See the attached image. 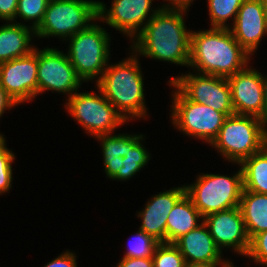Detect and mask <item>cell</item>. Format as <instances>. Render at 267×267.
I'll use <instances>...</instances> for the list:
<instances>
[{
	"mask_svg": "<svg viewBox=\"0 0 267 267\" xmlns=\"http://www.w3.org/2000/svg\"><path fill=\"white\" fill-rule=\"evenodd\" d=\"M186 12L181 8H159L134 37L133 53L188 67L192 31L185 27L182 13Z\"/></svg>",
	"mask_w": 267,
	"mask_h": 267,
	"instance_id": "6da1fadb",
	"label": "cell"
},
{
	"mask_svg": "<svg viewBox=\"0 0 267 267\" xmlns=\"http://www.w3.org/2000/svg\"><path fill=\"white\" fill-rule=\"evenodd\" d=\"M249 59L230 28L191 32L188 66L198 73L228 78L248 66Z\"/></svg>",
	"mask_w": 267,
	"mask_h": 267,
	"instance_id": "7a4b0ae2",
	"label": "cell"
},
{
	"mask_svg": "<svg viewBox=\"0 0 267 267\" xmlns=\"http://www.w3.org/2000/svg\"><path fill=\"white\" fill-rule=\"evenodd\" d=\"M133 54L115 65L109 64L96 80L97 88L126 121L147 116L142 70L138 54Z\"/></svg>",
	"mask_w": 267,
	"mask_h": 267,
	"instance_id": "3957f363",
	"label": "cell"
},
{
	"mask_svg": "<svg viewBox=\"0 0 267 267\" xmlns=\"http://www.w3.org/2000/svg\"><path fill=\"white\" fill-rule=\"evenodd\" d=\"M267 122L253 115L226 118L217 137L210 144L228 161L240 164L265 147Z\"/></svg>",
	"mask_w": 267,
	"mask_h": 267,
	"instance_id": "277c9868",
	"label": "cell"
},
{
	"mask_svg": "<svg viewBox=\"0 0 267 267\" xmlns=\"http://www.w3.org/2000/svg\"><path fill=\"white\" fill-rule=\"evenodd\" d=\"M98 2L92 0H50L35 36L66 38L88 28L98 20ZM93 21V22H92ZM92 22V23H91Z\"/></svg>",
	"mask_w": 267,
	"mask_h": 267,
	"instance_id": "5b68a950",
	"label": "cell"
},
{
	"mask_svg": "<svg viewBox=\"0 0 267 267\" xmlns=\"http://www.w3.org/2000/svg\"><path fill=\"white\" fill-rule=\"evenodd\" d=\"M186 194L191 198L201 216L228 210L240 205L243 191L241 168L235 175L201 174L195 183L185 185Z\"/></svg>",
	"mask_w": 267,
	"mask_h": 267,
	"instance_id": "8992f818",
	"label": "cell"
},
{
	"mask_svg": "<svg viewBox=\"0 0 267 267\" xmlns=\"http://www.w3.org/2000/svg\"><path fill=\"white\" fill-rule=\"evenodd\" d=\"M67 56L77 75L84 81L98 80L110 59V37L105 29L96 24L81 30L69 38Z\"/></svg>",
	"mask_w": 267,
	"mask_h": 267,
	"instance_id": "52a82bcc",
	"label": "cell"
},
{
	"mask_svg": "<svg viewBox=\"0 0 267 267\" xmlns=\"http://www.w3.org/2000/svg\"><path fill=\"white\" fill-rule=\"evenodd\" d=\"M105 134L98 138L102 143L105 174L114 180H128L147 165L150 154L141 144L143 135Z\"/></svg>",
	"mask_w": 267,
	"mask_h": 267,
	"instance_id": "ba28073f",
	"label": "cell"
},
{
	"mask_svg": "<svg viewBox=\"0 0 267 267\" xmlns=\"http://www.w3.org/2000/svg\"><path fill=\"white\" fill-rule=\"evenodd\" d=\"M169 85L175 88L171 102L174 126L187 136H194L211 144L228 116L208 105L189 100L172 82Z\"/></svg>",
	"mask_w": 267,
	"mask_h": 267,
	"instance_id": "9c48e42d",
	"label": "cell"
},
{
	"mask_svg": "<svg viewBox=\"0 0 267 267\" xmlns=\"http://www.w3.org/2000/svg\"><path fill=\"white\" fill-rule=\"evenodd\" d=\"M99 95L94 92H76L68 98L66 109L70 116L90 135L111 134L115 128L123 125L126 120L116 108L104 97L98 88Z\"/></svg>",
	"mask_w": 267,
	"mask_h": 267,
	"instance_id": "30bf717a",
	"label": "cell"
},
{
	"mask_svg": "<svg viewBox=\"0 0 267 267\" xmlns=\"http://www.w3.org/2000/svg\"><path fill=\"white\" fill-rule=\"evenodd\" d=\"M189 100L208 105L227 116L234 115L231 87L225 77L188 73L170 79Z\"/></svg>",
	"mask_w": 267,
	"mask_h": 267,
	"instance_id": "8fae6325",
	"label": "cell"
},
{
	"mask_svg": "<svg viewBox=\"0 0 267 267\" xmlns=\"http://www.w3.org/2000/svg\"><path fill=\"white\" fill-rule=\"evenodd\" d=\"M37 95L45 90L74 95L83 80L77 75L67 54L56 48H37Z\"/></svg>",
	"mask_w": 267,
	"mask_h": 267,
	"instance_id": "7c38bea8",
	"label": "cell"
},
{
	"mask_svg": "<svg viewBox=\"0 0 267 267\" xmlns=\"http://www.w3.org/2000/svg\"><path fill=\"white\" fill-rule=\"evenodd\" d=\"M37 49L29 55L0 64V83L19 105L37 96Z\"/></svg>",
	"mask_w": 267,
	"mask_h": 267,
	"instance_id": "4fadbf2b",
	"label": "cell"
},
{
	"mask_svg": "<svg viewBox=\"0 0 267 267\" xmlns=\"http://www.w3.org/2000/svg\"><path fill=\"white\" fill-rule=\"evenodd\" d=\"M152 1L113 0L110 9H106V5L100 1L98 2V20L104 21L110 27L134 39L160 8L159 6L156 10H150Z\"/></svg>",
	"mask_w": 267,
	"mask_h": 267,
	"instance_id": "5bb4252c",
	"label": "cell"
},
{
	"mask_svg": "<svg viewBox=\"0 0 267 267\" xmlns=\"http://www.w3.org/2000/svg\"><path fill=\"white\" fill-rule=\"evenodd\" d=\"M203 222L221 251L232 247L239 255H247L250 238L239 206L209 214Z\"/></svg>",
	"mask_w": 267,
	"mask_h": 267,
	"instance_id": "9a60e30c",
	"label": "cell"
},
{
	"mask_svg": "<svg viewBox=\"0 0 267 267\" xmlns=\"http://www.w3.org/2000/svg\"><path fill=\"white\" fill-rule=\"evenodd\" d=\"M227 79L231 87L234 113L253 115L265 121L262 74L246 66Z\"/></svg>",
	"mask_w": 267,
	"mask_h": 267,
	"instance_id": "2e32d148",
	"label": "cell"
},
{
	"mask_svg": "<svg viewBox=\"0 0 267 267\" xmlns=\"http://www.w3.org/2000/svg\"><path fill=\"white\" fill-rule=\"evenodd\" d=\"M230 30L235 40L251 55L267 35V23L262 0H244ZM232 28V29H231Z\"/></svg>",
	"mask_w": 267,
	"mask_h": 267,
	"instance_id": "e0dca14e",
	"label": "cell"
},
{
	"mask_svg": "<svg viewBox=\"0 0 267 267\" xmlns=\"http://www.w3.org/2000/svg\"><path fill=\"white\" fill-rule=\"evenodd\" d=\"M184 256L186 263H205L209 265H233L222 260L223 253L213 240L206 224L201 222L193 230L182 235L173 243Z\"/></svg>",
	"mask_w": 267,
	"mask_h": 267,
	"instance_id": "ac0fdd59",
	"label": "cell"
},
{
	"mask_svg": "<svg viewBox=\"0 0 267 267\" xmlns=\"http://www.w3.org/2000/svg\"><path fill=\"white\" fill-rule=\"evenodd\" d=\"M186 193L185 186L160 192L149 200L138 213L142 223L139 227L160 243H166L167 217L176 202Z\"/></svg>",
	"mask_w": 267,
	"mask_h": 267,
	"instance_id": "d6986e66",
	"label": "cell"
},
{
	"mask_svg": "<svg viewBox=\"0 0 267 267\" xmlns=\"http://www.w3.org/2000/svg\"><path fill=\"white\" fill-rule=\"evenodd\" d=\"M10 23L0 27V64L27 56L35 49V46L30 44L35 30L17 21Z\"/></svg>",
	"mask_w": 267,
	"mask_h": 267,
	"instance_id": "ffe728a7",
	"label": "cell"
},
{
	"mask_svg": "<svg viewBox=\"0 0 267 267\" xmlns=\"http://www.w3.org/2000/svg\"><path fill=\"white\" fill-rule=\"evenodd\" d=\"M203 220L191 198L185 193L171 209L166 223V243H174L182 235L196 228ZM198 221V222H197Z\"/></svg>",
	"mask_w": 267,
	"mask_h": 267,
	"instance_id": "44dd1931",
	"label": "cell"
},
{
	"mask_svg": "<svg viewBox=\"0 0 267 267\" xmlns=\"http://www.w3.org/2000/svg\"><path fill=\"white\" fill-rule=\"evenodd\" d=\"M239 207L250 240L267 231V194L243 190Z\"/></svg>",
	"mask_w": 267,
	"mask_h": 267,
	"instance_id": "7402d4cb",
	"label": "cell"
},
{
	"mask_svg": "<svg viewBox=\"0 0 267 267\" xmlns=\"http://www.w3.org/2000/svg\"><path fill=\"white\" fill-rule=\"evenodd\" d=\"M243 190L267 194V148L254 153L240 164Z\"/></svg>",
	"mask_w": 267,
	"mask_h": 267,
	"instance_id": "603a6c76",
	"label": "cell"
},
{
	"mask_svg": "<svg viewBox=\"0 0 267 267\" xmlns=\"http://www.w3.org/2000/svg\"><path fill=\"white\" fill-rule=\"evenodd\" d=\"M244 0H208L209 18L212 28H229L226 21L231 17L235 22Z\"/></svg>",
	"mask_w": 267,
	"mask_h": 267,
	"instance_id": "cb8c5ba5",
	"label": "cell"
},
{
	"mask_svg": "<svg viewBox=\"0 0 267 267\" xmlns=\"http://www.w3.org/2000/svg\"><path fill=\"white\" fill-rule=\"evenodd\" d=\"M159 244V241L139 229L137 234L135 236L133 235V238L130 241L128 249L123 257L152 258L155 249Z\"/></svg>",
	"mask_w": 267,
	"mask_h": 267,
	"instance_id": "d4e9b609",
	"label": "cell"
},
{
	"mask_svg": "<svg viewBox=\"0 0 267 267\" xmlns=\"http://www.w3.org/2000/svg\"><path fill=\"white\" fill-rule=\"evenodd\" d=\"M154 267H184L185 259L173 243H160L152 256Z\"/></svg>",
	"mask_w": 267,
	"mask_h": 267,
	"instance_id": "484cf974",
	"label": "cell"
},
{
	"mask_svg": "<svg viewBox=\"0 0 267 267\" xmlns=\"http://www.w3.org/2000/svg\"><path fill=\"white\" fill-rule=\"evenodd\" d=\"M50 0H18L16 18L19 16L24 21H30L35 30L43 20L44 13Z\"/></svg>",
	"mask_w": 267,
	"mask_h": 267,
	"instance_id": "4316f807",
	"label": "cell"
},
{
	"mask_svg": "<svg viewBox=\"0 0 267 267\" xmlns=\"http://www.w3.org/2000/svg\"><path fill=\"white\" fill-rule=\"evenodd\" d=\"M5 138L0 140V194L8 192L12 186V164L14 153L6 147Z\"/></svg>",
	"mask_w": 267,
	"mask_h": 267,
	"instance_id": "83f0119b",
	"label": "cell"
},
{
	"mask_svg": "<svg viewBox=\"0 0 267 267\" xmlns=\"http://www.w3.org/2000/svg\"><path fill=\"white\" fill-rule=\"evenodd\" d=\"M246 257L254 259L257 264L267 266V231L256 234L250 240Z\"/></svg>",
	"mask_w": 267,
	"mask_h": 267,
	"instance_id": "f1b7e54d",
	"label": "cell"
},
{
	"mask_svg": "<svg viewBox=\"0 0 267 267\" xmlns=\"http://www.w3.org/2000/svg\"><path fill=\"white\" fill-rule=\"evenodd\" d=\"M18 0H0V19L5 21H16Z\"/></svg>",
	"mask_w": 267,
	"mask_h": 267,
	"instance_id": "f546056e",
	"label": "cell"
},
{
	"mask_svg": "<svg viewBox=\"0 0 267 267\" xmlns=\"http://www.w3.org/2000/svg\"><path fill=\"white\" fill-rule=\"evenodd\" d=\"M44 267H77L76 256L67 250Z\"/></svg>",
	"mask_w": 267,
	"mask_h": 267,
	"instance_id": "4dcf8cb0",
	"label": "cell"
},
{
	"mask_svg": "<svg viewBox=\"0 0 267 267\" xmlns=\"http://www.w3.org/2000/svg\"><path fill=\"white\" fill-rule=\"evenodd\" d=\"M117 267H154L152 258H126L118 263Z\"/></svg>",
	"mask_w": 267,
	"mask_h": 267,
	"instance_id": "1f68e13d",
	"label": "cell"
},
{
	"mask_svg": "<svg viewBox=\"0 0 267 267\" xmlns=\"http://www.w3.org/2000/svg\"><path fill=\"white\" fill-rule=\"evenodd\" d=\"M17 104L13 99L6 93L5 89L1 86L0 83V118L7 109H12V107Z\"/></svg>",
	"mask_w": 267,
	"mask_h": 267,
	"instance_id": "d6a6232c",
	"label": "cell"
},
{
	"mask_svg": "<svg viewBox=\"0 0 267 267\" xmlns=\"http://www.w3.org/2000/svg\"><path fill=\"white\" fill-rule=\"evenodd\" d=\"M169 1L170 4L161 6V8H181L187 9L190 7L192 1L194 0H166Z\"/></svg>",
	"mask_w": 267,
	"mask_h": 267,
	"instance_id": "836d02e7",
	"label": "cell"
},
{
	"mask_svg": "<svg viewBox=\"0 0 267 267\" xmlns=\"http://www.w3.org/2000/svg\"><path fill=\"white\" fill-rule=\"evenodd\" d=\"M234 267L233 265H209L205 263H185L184 267Z\"/></svg>",
	"mask_w": 267,
	"mask_h": 267,
	"instance_id": "e575fe53",
	"label": "cell"
},
{
	"mask_svg": "<svg viewBox=\"0 0 267 267\" xmlns=\"http://www.w3.org/2000/svg\"><path fill=\"white\" fill-rule=\"evenodd\" d=\"M263 92H264V102H265V121L267 122V77H263Z\"/></svg>",
	"mask_w": 267,
	"mask_h": 267,
	"instance_id": "d590c367",
	"label": "cell"
},
{
	"mask_svg": "<svg viewBox=\"0 0 267 267\" xmlns=\"http://www.w3.org/2000/svg\"><path fill=\"white\" fill-rule=\"evenodd\" d=\"M264 4V10H265V17H266V23H267V0H262Z\"/></svg>",
	"mask_w": 267,
	"mask_h": 267,
	"instance_id": "8d00e7d4",
	"label": "cell"
}]
</instances>
